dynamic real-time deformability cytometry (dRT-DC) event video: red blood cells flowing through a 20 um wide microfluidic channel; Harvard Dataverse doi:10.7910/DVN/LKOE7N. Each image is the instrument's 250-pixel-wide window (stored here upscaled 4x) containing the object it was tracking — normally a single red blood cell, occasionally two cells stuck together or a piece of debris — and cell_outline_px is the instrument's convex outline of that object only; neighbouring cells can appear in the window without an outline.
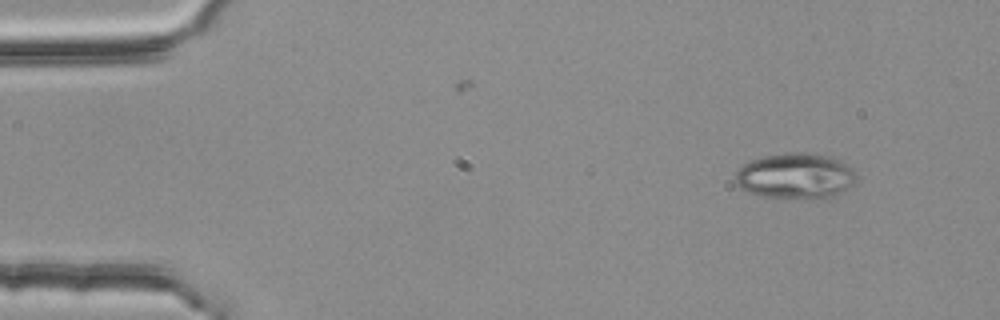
{"species": "common noctule bat (a hibernating species)", "species_latin": "Nyctalus noctula", "temperature_condition": "room temperature", "stored_images_in_passage": 2, "camera_frame_rate_fps": 3000, "um_per_image_px": 0.085, "animal": {"sex": "female", "body_mass_g": 25.1}, "frame": {"image": 1, "passage_image": 2, "time_ms": 0.333, "image_size_px": [1000, 320], "cell_outline_px": [[856, 180], [852, 184], [828, 200], [760, 196], [748, 192], [740, 188], [736, 184], [736, 172], [748, 160], [764, 156], [788, 152], [816, 152], [832, 156], [840, 160], [852, 168], [856, 172]], "centroid_in_image_um": [67.64, 14.95], "position_along_channel_um": 17.4, "area_um2": 32.83}}